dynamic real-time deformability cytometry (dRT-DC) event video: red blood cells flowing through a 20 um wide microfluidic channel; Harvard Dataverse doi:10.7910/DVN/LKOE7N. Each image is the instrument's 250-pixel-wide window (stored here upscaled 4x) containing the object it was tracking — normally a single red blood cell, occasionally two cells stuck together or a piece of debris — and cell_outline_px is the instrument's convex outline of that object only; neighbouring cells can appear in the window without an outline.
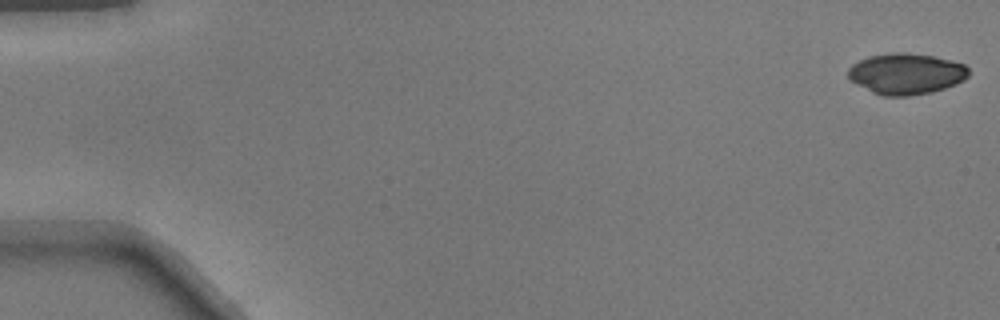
{"species": "common noctule bat (a hibernating species)", "species_latin": "Nyctalus noctula", "temperature_condition": "warm", "stored_images_in_passage": 50, "camera_frame_rate_fps": 3000, "um_per_image_px": 0.085, "animal": {"sex": "male", "body_mass_g": 17.9}, "frame": {"image": 1, "passage_image": 1, "time_ms": 0.0, "image_size_px": [1000, 320], "cell_outline_px": [[968, 76], [964, 80], [956, 84], [932, 92], [908, 96], [884, 96], [872, 92], [848, 80], [848, 68], [852, 64], [868, 56], [892, 52], [904, 52], [932, 56], [964, 64], [968, 68]], "centroid_in_image_um": [76.99, 6.27], "position_along_channel_um": 8.0, "area_um2": 28.84}}
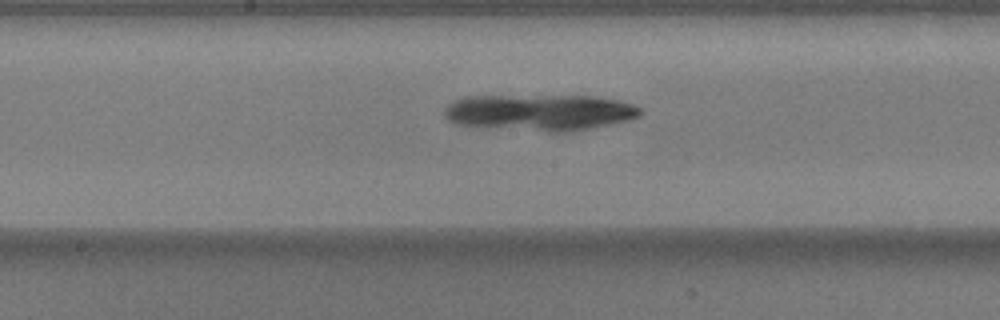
{"frame": {"image": 2, "passage_image": 27, "time_ms": 8.667, "image_size_px": [1000, 320], "cell_outline_px": [[644, 112], [640, 116], [632, 120], [588, 128], [564, 132], [552, 132], [456, 124], [448, 120], [444, 116], [444, 108], [452, 100], [464, 96], [596, 96], [620, 100], [632, 104], [640, 108]], "centroid_in_image_um": [45.9, 9.54], "position_along_channel_um": 202.3, "area_um2": 41.56}}
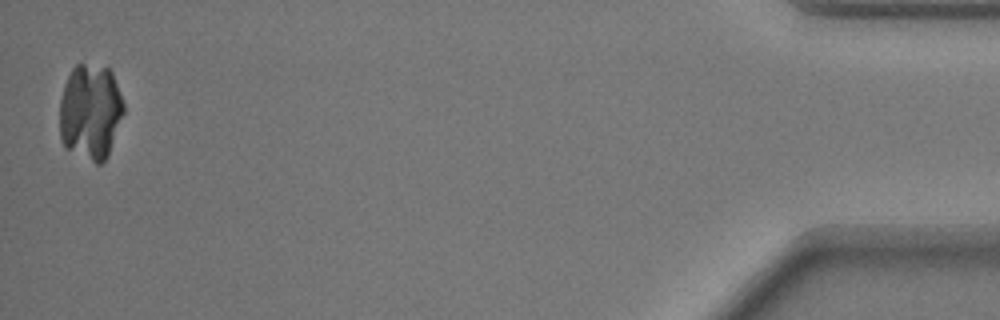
{"frame": {"image": 3, "passage_image": 50, "time_ms": 16.333, "image_size_px": [1000, 320], "cell_outline_px": [[124, 112], [108, 156], [100, 164], [96, 164], [64, 148], [60, 140], [60, 100], [64, 84], [72, 68], [76, 64], [84, 64], [108, 68], [112, 72], [124, 104]], "centroid_in_image_um": [7.67, 9.53], "position_along_channel_um": 427.5, "area_um2": 35.95}}